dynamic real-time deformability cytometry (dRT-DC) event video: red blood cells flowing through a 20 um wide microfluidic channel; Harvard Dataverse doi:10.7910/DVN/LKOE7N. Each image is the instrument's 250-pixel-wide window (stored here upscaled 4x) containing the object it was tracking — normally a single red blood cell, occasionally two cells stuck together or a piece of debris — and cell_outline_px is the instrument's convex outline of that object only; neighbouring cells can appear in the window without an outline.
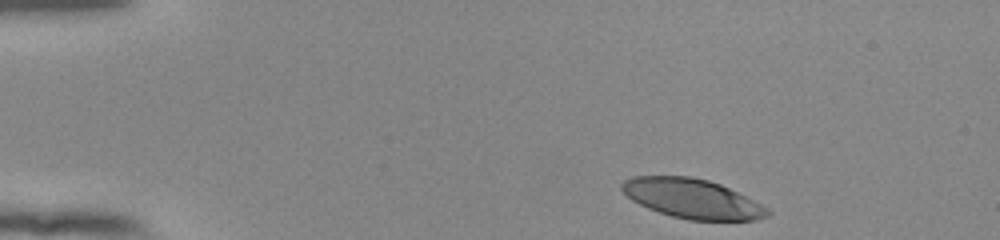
{"species": "human", "species_latin": "Homo sapiens", "temperature_condition": "room temperature", "stored_images_in_passage": 41, "camera_frame_rate_fps": 3000, "um_per_image_px": 0.085, "donor": {"sex": "female"}, "frame": {"image": 1, "passage_image": 1, "time_ms": 0.0, "image_size_px": [1000, 240], "cell_outline_px": [[772, 212], [768, 216], [756, 220], [688, 220], [672, 216], [648, 208], [632, 200], [620, 188], [620, 184], [624, 180], [632, 176], [692, 176], [708, 180], [720, 184], [768, 208]], "centroid_in_image_um": [58.82, 16.88], "position_along_channel_um": 26.2, "area_um2": 33.29}}
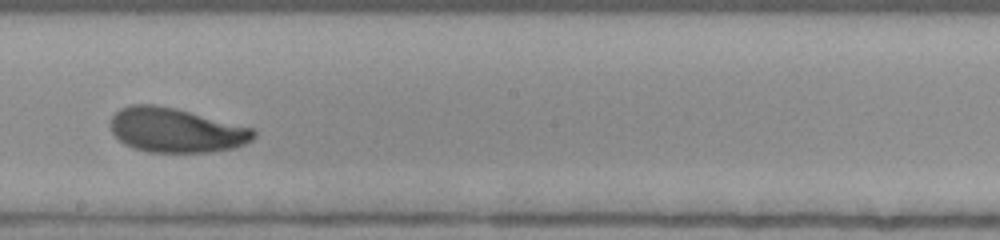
{"frame": {"image": 2, "passage_image": 24, "time_ms": 7.667, "image_size_px": [1000, 240], "cell_outline_px": [[256, 136], [252, 140], [236, 148], [208, 152], [148, 152], [132, 148], [124, 144], [112, 132], [112, 116], [120, 108], [132, 104], [156, 104], [252, 128], [256, 132]], "centroid_in_image_um": [14.94, 11.08], "position_along_channel_um": 233.3, "area_um2": 36.7}}
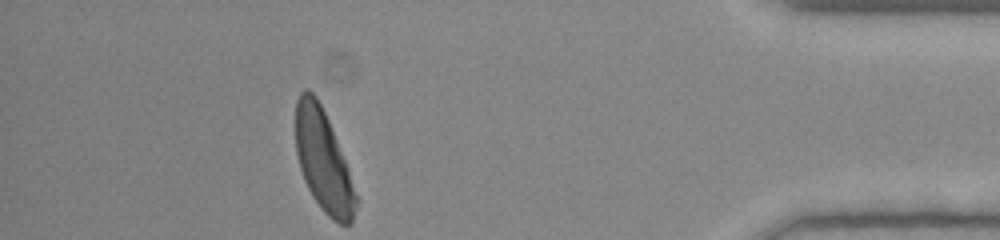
{"frame": {"image": 3, "passage_image": 41, "time_ms": 13.333, "image_size_px": [1000, 240], "cell_outline_px": [[360, 200], [352, 224], [340, 224], [332, 220], [324, 212], [312, 196], [304, 180], [300, 168], [296, 152], [296, 100], [300, 92], [304, 88], [308, 88], [316, 96], [328, 120], [348, 168]], "centroid_in_image_um": [27.51, 13.72], "position_along_channel_um": 407.7, "area_um2": 35.84}, "authors_computed_cell_mechanics": {"area_um2": 36.6452, "velocity_mm_per_s": 3.8639, "shape_relaxation_time_tau1_ms": 3.1608, "shape_relaxation_time_tau2_ms": 4.0097, "deformation_change_tau1": 0.1483, "deformation_change_tau2": 0.1101}}